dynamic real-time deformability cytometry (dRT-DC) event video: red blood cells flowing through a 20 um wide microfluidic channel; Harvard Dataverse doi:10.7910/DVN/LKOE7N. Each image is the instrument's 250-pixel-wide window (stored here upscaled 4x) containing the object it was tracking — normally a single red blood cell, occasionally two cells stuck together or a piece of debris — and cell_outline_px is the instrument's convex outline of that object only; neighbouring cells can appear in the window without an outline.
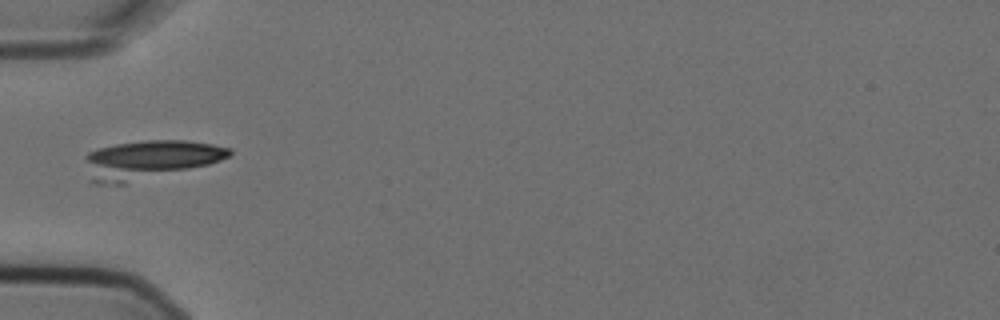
{"species": "Egyptian fruit bat (a non-hibernating species)", "species_latin": "Rousettus aegyptiacus", "temperature_condition": "cold", "stored_images_in_passage": 5, "camera_frame_rate_fps": 3000, "um_per_image_px": 0.085, "animal": {"sex": "female"}, "frame": {"image": 1, "passage_image": 5, "time_ms": 1.333, "image_size_px": [1000, 320], "cell_outline_px": [[232, 152], [228, 156], [220, 160], [208, 164], [124, 184], [96, 184], [92, 180], [84, 156], [88, 152], [96, 148], [116, 144], [148, 140], [184, 140], [212, 144], [232, 148]], "centroid_in_image_um": [12.69, 13.56], "position_along_channel_um": 72.3, "area_um2": 32.14}}